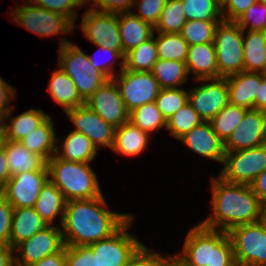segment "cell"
I'll use <instances>...</instances> for the list:
<instances>
[{
  "label": "cell",
  "mask_w": 266,
  "mask_h": 266,
  "mask_svg": "<svg viewBox=\"0 0 266 266\" xmlns=\"http://www.w3.org/2000/svg\"><path fill=\"white\" fill-rule=\"evenodd\" d=\"M47 226L49 225L38 215L34 207L13 208L10 246L15 248Z\"/></svg>",
  "instance_id": "obj_26"
},
{
  "label": "cell",
  "mask_w": 266,
  "mask_h": 266,
  "mask_svg": "<svg viewBox=\"0 0 266 266\" xmlns=\"http://www.w3.org/2000/svg\"><path fill=\"white\" fill-rule=\"evenodd\" d=\"M4 197V185L0 183V199Z\"/></svg>",
  "instance_id": "obj_60"
},
{
  "label": "cell",
  "mask_w": 266,
  "mask_h": 266,
  "mask_svg": "<svg viewBox=\"0 0 266 266\" xmlns=\"http://www.w3.org/2000/svg\"><path fill=\"white\" fill-rule=\"evenodd\" d=\"M62 37L59 43L57 67L73 80L79 96L86 102L109 79L93 67L88 54L84 53L78 45Z\"/></svg>",
  "instance_id": "obj_5"
},
{
  "label": "cell",
  "mask_w": 266,
  "mask_h": 266,
  "mask_svg": "<svg viewBox=\"0 0 266 266\" xmlns=\"http://www.w3.org/2000/svg\"><path fill=\"white\" fill-rule=\"evenodd\" d=\"M166 2L167 0H135L134 8L138 12L132 13L155 27Z\"/></svg>",
  "instance_id": "obj_46"
},
{
  "label": "cell",
  "mask_w": 266,
  "mask_h": 266,
  "mask_svg": "<svg viewBox=\"0 0 266 266\" xmlns=\"http://www.w3.org/2000/svg\"><path fill=\"white\" fill-rule=\"evenodd\" d=\"M150 134L134 126L130 121L115 128L112 151L119 155L135 157L144 153L150 141Z\"/></svg>",
  "instance_id": "obj_25"
},
{
  "label": "cell",
  "mask_w": 266,
  "mask_h": 266,
  "mask_svg": "<svg viewBox=\"0 0 266 266\" xmlns=\"http://www.w3.org/2000/svg\"><path fill=\"white\" fill-rule=\"evenodd\" d=\"M118 28L122 42V55L154 35V27L133 13L118 14Z\"/></svg>",
  "instance_id": "obj_22"
},
{
  "label": "cell",
  "mask_w": 266,
  "mask_h": 266,
  "mask_svg": "<svg viewBox=\"0 0 266 266\" xmlns=\"http://www.w3.org/2000/svg\"><path fill=\"white\" fill-rule=\"evenodd\" d=\"M259 222L266 229V202L261 203V205H260V218H259Z\"/></svg>",
  "instance_id": "obj_57"
},
{
  "label": "cell",
  "mask_w": 266,
  "mask_h": 266,
  "mask_svg": "<svg viewBox=\"0 0 266 266\" xmlns=\"http://www.w3.org/2000/svg\"><path fill=\"white\" fill-rule=\"evenodd\" d=\"M155 37L157 54L159 59L186 62L188 43L180 33L157 32Z\"/></svg>",
  "instance_id": "obj_35"
},
{
  "label": "cell",
  "mask_w": 266,
  "mask_h": 266,
  "mask_svg": "<svg viewBox=\"0 0 266 266\" xmlns=\"http://www.w3.org/2000/svg\"><path fill=\"white\" fill-rule=\"evenodd\" d=\"M129 121L150 135L162 127L166 129L167 126V121L157 108L155 101L133 109L129 113Z\"/></svg>",
  "instance_id": "obj_36"
},
{
  "label": "cell",
  "mask_w": 266,
  "mask_h": 266,
  "mask_svg": "<svg viewBox=\"0 0 266 266\" xmlns=\"http://www.w3.org/2000/svg\"><path fill=\"white\" fill-rule=\"evenodd\" d=\"M57 138L55 155L65 161L90 163L98 152L92 141L83 133L72 130L63 141ZM60 143V145L58 144ZM59 145V146H58ZM61 148V149H60ZM63 149V150H62ZM61 150V151H59ZM63 151V152H62Z\"/></svg>",
  "instance_id": "obj_23"
},
{
  "label": "cell",
  "mask_w": 266,
  "mask_h": 266,
  "mask_svg": "<svg viewBox=\"0 0 266 266\" xmlns=\"http://www.w3.org/2000/svg\"><path fill=\"white\" fill-rule=\"evenodd\" d=\"M54 121L50 116L40 127L19 141L29 152L50 160L56 152L57 135Z\"/></svg>",
  "instance_id": "obj_31"
},
{
  "label": "cell",
  "mask_w": 266,
  "mask_h": 266,
  "mask_svg": "<svg viewBox=\"0 0 266 266\" xmlns=\"http://www.w3.org/2000/svg\"><path fill=\"white\" fill-rule=\"evenodd\" d=\"M202 122L203 120L188 102L168 119L166 129L174 139L179 140L183 135Z\"/></svg>",
  "instance_id": "obj_39"
},
{
  "label": "cell",
  "mask_w": 266,
  "mask_h": 266,
  "mask_svg": "<svg viewBox=\"0 0 266 266\" xmlns=\"http://www.w3.org/2000/svg\"><path fill=\"white\" fill-rule=\"evenodd\" d=\"M237 266H266V229L258 221L228 231Z\"/></svg>",
  "instance_id": "obj_9"
},
{
  "label": "cell",
  "mask_w": 266,
  "mask_h": 266,
  "mask_svg": "<svg viewBox=\"0 0 266 266\" xmlns=\"http://www.w3.org/2000/svg\"><path fill=\"white\" fill-rule=\"evenodd\" d=\"M186 22L187 19L181 0H167L154 31L172 34L180 33Z\"/></svg>",
  "instance_id": "obj_37"
},
{
  "label": "cell",
  "mask_w": 266,
  "mask_h": 266,
  "mask_svg": "<svg viewBox=\"0 0 266 266\" xmlns=\"http://www.w3.org/2000/svg\"><path fill=\"white\" fill-rule=\"evenodd\" d=\"M64 246L61 227L49 225L14 248L15 266H31L42 258L59 252Z\"/></svg>",
  "instance_id": "obj_13"
},
{
  "label": "cell",
  "mask_w": 266,
  "mask_h": 266,
  "mask_svg": "<svg viewBox=\"0 0 266 266\" xmlns=\"http://www.w3.org/2000/svg\"><path fill=\"white\" fill-rule=\"evenodd\" d=\"M22 6H15L9 13L10 19L18 26L41 36H58L72 33L76 27L75 22L63 14L49 11L45 8L31 5L28 0ZM29 3V4H28ZM27 4V5H26Z\"/></svg>",
  "instance_id": "obj_6"
},
{
  "label": "cell",
  "mask_w": 266,
  "mask_h": 266,
  "mask_svg": "<svg viewBox=\"0 0 266 266\" xmlns=\"http://www.w3.org/2000/svg\"><path fill=\"white\" fill-rule=\"evenodd\" d=\"M229 104L255 109V97L258 85H261L262 73L241 71L226 77Z\"/></svg>",
  "instance_id": "obj_20"
},
{
  "label": "cell",
  "mask_w": 266,
  "mask_h": 266,
  "mask_svg": "<svg viewBox=\"0 0 266 266\" xmlns=\"http://www.w3.org/2000/svg\"><path fill=\"white\" fill-rule=\"evenodd\" d=\"M221 21L188 20L180 34L189 46L213 43L215 30Z\"/></svg>",
  "instance_id": "obj_38"
},
{
  "label": "cell",
  "mask_w": 266,
  "mask_h": 266,
  "mask_svg": "<svg viewBox=\"0 0 266 266\" xmlns=\"http://www.w3.org/2000/svg\"><path fill=\"white\" fill-rule=\"evenodd\" d=\"M72 121L74 131L87 136L97 150L102 147L112 149L115 136V127L102 119L96 112L87 105L69 109L65 112Z\"/></svg>",
  "instance_id": "obj_16"
},
{
  "label": "cell",
  "mask_w": 266,
  "mask_h": 266,
  "mask_svg": "<svg viewBox=\"0 0 266 266\" xmlns=\"http://www.w3.org/2000/svg\"><path fill=\"white\" fill-rule=\"evenodd\" d=\"M180 252L176 255L182 266H237L228 232L201 223L190 228Z\"/></svg>",
  "instance_id": "obj_3"
},
{
  "label": "cell",
  "mask_w": 266,
  "mask_h": 266,
  "mask_svg": "<svg viewBox=\"0 0 266 266\" xmlns=\"http://www.w3.org/2000/svg\"><path fill=\"white\" fill-rule=\"evenodd\" d=\"M13 207L3 197L0 199V244L10 246Z\"/></svg>",
  "instance_id": "obj_50"
},
{
  "label": "cell",
  "mask_w": 266,
  "mask_h": 266,
  "mask_svg": "<svg viewBox=\"0 0 266 266\" xmlns=\"http://www.w3.org/2000/svg\"><path fill=\"white\" fill-rule=\"evenodd\" d=\"M104 194L97 198L69 200L61 223L65 246L91 245L110 238L133 215L108 209Z\"/></svg>",
  "instance_id": "obj_1"
},
{
  "label": "cell",
  "mask_w": 266,
  "mask_h": 266,
  "mask_svg": "<svg viewBox=\"0 0 266 266\" xmlns=\"http://www.w3.org/2000/svg\"><path fill=\"white\" fill-rule=\"evenodd\" d=\"M258 0H225L221 4L222 18L225 21H236L248 8Z\"/></svg>",
  "instance_id": "obj_49"
},
{
  "label": "cell",
  "mask_w": 266,
  "mask_h": 266,
  "mask_svg": "<svg viewBox=\"0 0 266 266\" xmlns=\"http://www.w3.org/2000/svg\"><path fill=\"white\" fill-rule=\"evenodd\" d=\"M106 122L118 128L129 121V111L113 79L107 80L85 102Z\"/></svg>",
  "instance_id": "obj_15"
},
{
  "label": "cell",
  "mask_w": 266,
  "mask_h": 266,
  "mask_svg": "<svg viewBox=\"0 0 266 266\" xmlns=\"http://www.w3.org/2000/svg\"><path fill=\"white\" fill-rule=\"evenodd\" d=\"M213 44L217 55L218 78L244 71L243 29L235 21L219 22Z\"/></svg>",
  "instance_id": "obj_7"
},
{
  "label": "cell",
  "mask_w": 266,
  "mask_h": 266,
  "mask_svg": "<svg viewBox=\"0 0 266 266\" xmlns=\"http://www.w3.org/2000/svg\"><path fill=\"white\" fill-rule=\"evenodd\" d=\"M11 175L8 168V161L5 154L4 146L0 147V183L5 185L10 179Z\"/></svg>",
  "instance_id": "obj_56"
},
{
  "label": "cell",
  "mask_w": 266,
  "mask_h": 266,
  "mask_svg": "<svg viewBox=\"0 0 266 266\" xmlns=\"http://www.w3.org/2000/svg\"><path fill=\"white\" fill-rule=\"evenodd\" d=\"M90 0H83V5H87ZM135 0H92V7L88 6L90 10L98 12H106L112 14L132 13Z\"/></svg>",
  "instance_id": "obj_48"
},
{
  "label": "cell",
  "mask_w": 266,
  "mask_h": 266,
  "mask_svg": "<svg viewBox=\"0 0 266 266\" xmlns=\"http://www.w3.org/2000/svg\"><path fill=\"white\" fill-rule=\"evenodd\" d=\"M113 80L129 112L136 107L154 102L161 90L150 71H131L124 68Z\"/></svg>",
  "instance_id": "obj_11"
},
{
  "label": "cell",
  "mask_w": 266,
  "mask_h": 266,
  "mask_svg": "<svg viewBox=\"0 0 266 266\" xmlns=\"http://www.w3.org/2000/svg\"><path fill=\"white\" fill-rule=\"evenodd\" d=\"M12 112L13 109L5 116V120L9 119L10 121L9 123L5 121L4 124V140L21 141L50 117L44 111L36 108L26 110L14 117Z\"/></svg>",
  "instance_id": "obj_27"
},
{
  "label": "cell",
  "mask_w": 266,
  "mask_h": 266,
  "mask_svg": "<svg viewBox=\"0 0 266 266\" xmlns=\"http://www.w3.org/2000/svg\"><path fill=\"white\" fill-rule=\"evenodd\" d=\"M5 117L0 114V131H4Z\"/></svg>",
  "instance_id": "obj_58"
},
{
  "label": "cell",
  "mask_w": 266,
  "mask_h": 266,
  "mask_svg": "<svg viewBox=\"0 0 266 266\" xmlns=\"http://www.w3.org/2000/svg\"><path fill=\"white\" fill-rule=\"evenodd\" d=\"M155 32L152 38L125 54L124 68L131 71L148 72L158 60Z\"/></svg>",
  "instance_id": "obj_33"
},
{
  "label": "cell",
  "mask_w": 266,
  "mask_h": 266,
  "mask_svg": "<svg viewBox=\"0 0 266 266\" xmlns=\"http://www.w3.org/2000/svg\"><path fill=\"white\" fill-rule=\"evenodd\" d=\"M49 180L63 193L66 201L101 196L100 182L90 163L65 161L54 155L47 161Z\"/></svg>",
  "instance_id": "obj_4"
},
{
  "label": "cell",
  "mask_w": 266,
  "mask_h": 266,
  "mask_svg": "<svg viewBox=\"0 0 266 266\" xmlns=\"http://www.w3.org/2000/svg\"><path fill=\"white\" fill-rule=\"evenodd\" d=\"M4 139V131H0V147L3 146Z\"/></svg>",
  "instance_id": "obj_59"
},
{
  "label": "cell",
  "mask_w": 266,
  "mask_h": 266,
  "mask_svg": "<svg viewBox=\"0 0 266 266\" xmlns=\"http://www.w3.org/2000/svg\"><path fill=\"white\" fill-rule=\"evenodd\" d=\"M3 146L10 175L29 171H49L47 161L40 155L29 152L19 141L4 140Z\"/></svg>",
  "instance_id": "obj_24"
},
{
  "label": "cell",
  "mask_w": 266,
  "mask_h": 266,
  "mask_svg": "<svg viewBox=\"0 0 266 266\" xmlns=\"http://www.w3.org/2000/svg\"><path fill=\"white\" fill-rule=\"evenodd\" d=\"M211 179L213 213L200 222L203 226L228 232L236 226L259 221L261 202L251 185L231 183L218 175Z\"/></svg>",
  "instance_id": "obj_2"
},
{
  "label": "cell",
  "mask_w": 266,
  "mask_h": 266,
  "mask_svg": "<svg viewBox=\"0 0 266 266\" xmlns=\"http://www.w3.org/2000/svg\"><path fill=\"white\" fill-rule=\"evenodd\" d=\"M188 20L222 21L221 5L217 0H181Z\"/></svg>",
  "instance_id": "obj_40"
},
{
  "label": "cell",
  "mask_w": 266,
  "mask_h": 266,
  "mask_svg": "<svg viewBox=\"0 0 266 266\" xmlns=\"http://www.w3.org/2000/svg\"><path fill=\"white\" fill-rule=\"evenodd\" d=\"M251 187L260 202H266V170L256 177Z\"/></svg>",
  "instance_id": "obj_53"
},
{
  "label": "cell",
  "mask_w": 266,
  "mask_h": 266,
  "mask_svg": "<svg viewBox=\"0 0 266 266\" xmlns=\"http://www.w3.org/2000/svg\"><path fill=\"white\" fill-rule=\"evenodd\" d=\"M16 91L14 86L0 77V114L4 117L15 107L11 102L16 98Z\"/></svg>",
  "instance_id": "obj_51"
},
{
  "label": "cell",
  "mask_w": 266,
  "mask_h": 266,
  "mask_svg": "<svg viewBox=\"0 0 266 266\" xmlns=\"http://www.w3.org/2000/svg\"><path fill=\"white\" fill-rule=\"evenodd\" d=\"M66 266H98L89 245L66 246Z\"/></svg>",
  "instance_id": "obj_47"
},
{
  "label": "cell",
  "mask_w": 266,
  "mask_h": 266,
  "mask_svg": "<svg viewBox=\"0 0 266 266\" xmlns=\"http://www.w3.org/2000/svg\"><path fill=\"white\" fill-rule=\"evenodd\" d=\"M31 266H66V246L59 252L46 256Z\"/></svg>",
  "instance_id": "obj_52"
},
{
  "label": "cell",
  "mask_w": 266,
  "mask_h": 266,
  "mask_svg": "<svg viewBox=\"0 0 266 266\" xmlns=\"http://www.w3.org/2000/svg\"><path fill=\"white\" fill-rule=\"evenodd\" d=\"M186 66L193 80L218 78L217 55L213 43L188 47Z\"/></svg>",
  "instance_id": "obj_21"
},
{
  "label": "cell",
  "mask_w": 266,
  "mask_h": 266,
  "mask_svg": "<svg viewBox=\"0 0 266 266\" xmlns=\"http://www.w3.org/2000/svg\"><path fill=\"white\" fill-rule=\"evenodd\" d=\"M174 266H182L178 261L174 264Z\"/></svg>",
  "instance_id": "obj_61"
},
{
  "label": "cell",
  "mask_w": 266,
  "mask_h": 266,
  "mask_svg": "<svg viewBox=\"0 0 266 266\" xmlns=\"http://www.w3.org/2000/svg\"><path fill=\"white\" fill-rule=\"evenodd\" d=\"M188 102V91L181 87L161 89L155 100L166 121Z\"/></svg>",
  "instance_id": "obj_41"
},
{
  "label": "cell",
  "mask_w": 266,
  "mask_h": 266,
  "mask_svg": "<svg viewBox=\"0 0 266 266\" xmlns=\"http://www.w3.org/2000/svg\"><path fill=\"white\" fill-rule=\"evenodd\" d=\"M97 47H98V50L94 55H88L89 60L91 61V64L93 65L94 68L102 72L108 79H113L118 74V72H115V66H114L115 63L118 61L119 63L118 65L120 66L119 68V72H120L121 70L124 69L125 57L119 51L112 50V49H109L107 47L100 46V45H98ZM98 51L104 54L105 53L108 54L110 56V60L107 59L105 57L106 55L104 56L103 54L102 55L107 60H105L104 57H102L103 59H99V57H101L102 55L100 56V54H98L99 53ZM97 54L99 55L98 57H97ZM96 57L100 61L96 59Z\"/></svg>",
  "instance_id": "obj_42"
},
{
  "label": "cell",
  "mask_w": 266,
  "mask_h": 266,
  "mask_svg": "<svg viewBox=\"0 0 266 266\" xmlns=\"http://www.w3.org/2000/svg\"><path fill=\"white\" fill-rule=\"evenodd\" d=\"M266 144V111L248 109L228 140L224 151L256 148Z\"/></svg>",
  "instance_id": "obj_18"
},
{
  "label": "cell",
  "mask_w": 266,
  "mask_h": 266,
  "mask_svg": "<svg viewBox=\"0 0 266 266\" xmlns=\"http://www.w3.org/2000/svg\"><path fill=\"white\" fill-rule=\"evenodd\" d=\"M218 176L223 180L251 185L266 170V144L256 148L225 152Z\"/></svg>",
  "instance_id": "obj_10"
},
{
  "label": "cell",
  "mask_w": 266,
  "mask_h": 266,
  "mask_svg": "<svg viewBox=\"0 0 266 266\" xmlns=\"http://www.w3.org/2000/svg\"><path fill=\"white\" fill-rule=\"evenodd\" d=\"M243 47L244 71L264 74L266 71V31L243 30Z\"/></svg>",
  "instance_id": "obj_29"
},
{
  "label": "cell",
  "mask_w": 266,
  "mask_h": 266,
  "mask_svg": "<svg viewBox=\"0 0 266 266\" xmlns=\"http://www.w3.org/2000/svg\"><path fill=\"white\" fill-rule=\"evenodd\" d=\"M80 25L84 36L94 45L104 46L122 54L118 14L98 12L87 8Z\"/></svg>",
  "instance_id": "obj_14"
},
{
  "label": "cell",
  "mask_w": 266,
  "mask_h": 266,
  "mask_svg": "<svg viewBox=\"0 0 266 266\" xmlns=\"http://www.w3.org/2000/svg\"><path fill=\"white\" fill-rule=\"evenodd\" d=\"M66 202L63 193L50 180H48V182L41 188L34 208L38 215L48 225H54L56 216L58 217L60 215L59 225H61Z\"/></svg>",
  "instance_id": "obj_30"
},
{
  "label": "cell",
  "mask_w": 266,
  "mask_h": 266,
  "mask_svg": "<svg viewBox=\"0 0 266 266\" xmlns=\"http://www.w3.org/2000/svg\"><path fill=\"white\" fill-rule=\"evenodd\" d=\"M248 109L227 104L209 122L219 139L225 143L242 121Z\"/></svg>",
  "instance_id": "obj_34"
},
{
  "label": "cell",
  "mask_w": 266,
  "mask_h": 266,
  "mask_svg": "<svg viewBox=\"0 0 266 266\" xmlns=\"http://www.w3.org/2000/svg\"><path fill=\"white\" fill-rule=\"evenodd\" d=\"M28 2L49 11L63 14L74 22L78 18L77 9L81 6L84 7L83 0H28Z\"/></svg>",
  "instance_id": "obj_45"
},
{
  "label": "cell",
  "mask_w": 266,
  "mask_h": 266,
  "mask_svg": "<svg viewBox=\"0 0 266 266\" xmlns=\"http://www.w3.org/2000/svg\"><path fill=\"white\" fill-rule=\"evenodd\" d=\"M258 1H261V2H263V3H266V0H258Z\"/></svg>",
  "instance_id": "obj_63"
},
{
  "label": "cell",
  "mask_w": 266,
  "mask_h": 266,
  "mask_svg": "<svg viewBox=\"0 0 266 266\" xmlns=\"http://www.w3.org/2000/svg\"><path fill=\"white\" fill-rule=\"evenodd\" d=\"M177 255L167 253V257L160 252L151 251L145 245L130 260L127 266H174Z\"/></svg>",
  "instance_id": "obj_44"
},
{
  "label": "cell",
  "mask_w": 266,
  "mask_h": 266,
  "mask_svg": "<svg viewBox=\"0 0 266 266\" xmlns=\"http://www.w3.org/2000/svg\"><path fill=\"white\" fill-rule=\"evenodd\" d=\"M217 1L221 5L225 0H217Z\"/></svg>",
  "instance_id": "obj_62"
},
{
  "label": "cell",
  "mask_w": 266,
  "mask_h": 266,
  "mask_svg": "<svg viewBox=\"0 0 266 266\" xmlns=\"http://www.w3.org/2000/svg\"><path fill=\"white\" fill-rule=\"evenodd\" d=\"M49 180V171L14 174L4 185V198L13 208L34 207L41 188Z\"/></svg>",
  "instance_id": "obj_17"
},
{
  "label": "cell",
  "mask_w": 266,
  "mask_h": 266,
  "mask_svg": "<svg viewBox=\"0 0 266 266\" xmlns=\"http://www.w3.org/2000/svg\"><path fill=\"white\" fill-rule=\"evenodd\" d=\"M179 141L194 153L222 164L225 154L224 143L213 131L210 122L203 121L183 135Z\"/></svg>",
  "instance_id": "obj_19"
},
{
  "label": "cell",
  "mask_w": 266,
  "mask_h": 266,
  "mask_svg": "<svg viewBox=\"0 0 266 266\" xmlns=\"http://www.w3.org/2000/svg\"><path fill=\"white\" fill-rule=\"evenodd\" d=\"M235 22L243 30L266 31V3L255 2Z\"/></svg>",
  "instance_id": "obj_43"
},
{
  "label": "cell",
  "mask_w": 266,
  "mask_h": 266,
  "mask_svg": "<svg viewBox=\"0 0 266 266\" xmlns=\"http://www.w3.org/2000/svg\"><path fill=\"white\" fill-rule=\"evenodd\" d=\"M150 72L161 89L181 87L189 79L186 62L181 61L158 59Z\"/></svg>",
  "instance_id": "obj_32"
},
{
  "label": "cell",
  "mask_w": 266,
  "mask_h": 266,
  "mask_svg": "<svg viewBox=\"0 0 266 266\" xmlns=\"http://www.w3.org/2000/svg\"><path fill=\"white\" fill-rule=\"evenodd\" d=\"M52 73L47 90L55 104L60 105L64 112L85 104L73 80L65 72L58 67Z\"/></svg>",
  "instance_id": "obj_28"
},
{
  "label": "cell",
  "mask_w": 266,
  "mask_h": 266,
  "mask_svg": "<svg viewBox=\"0 0 266 266\" xmlns=\"http://www.w3.org/2000/svg\"><path fill=\"white\" fill-rule=\"evenodd\" d=\"M14 248L0 244V266H15Z\"/></svg>",
  "instance_id": "obj_54"
},
{
  "label": "cell",
  "mask_w": 266,
  "mask_h": 266,
  "mask_svg": "<svg viewBox=\"0 0 266 266\" xmlns=\"http://www.w3.org/2000/svg\"><path fill=\"white\" fill-rule=\"evenodd\" d=\"M255 109L266 111V76L262 73L261 85L255 97Z\"/></svg>",
  "instance_id": "obj_55"
},
{
  "label": "cell",
  "mask_w": 266,
  "mask_h": 266,
  "mask_svg": "<svg viewBox=\"0 0 266 266\" xmlns=\"http://www.w3.org/2000/svg\"><path fill=\"white\" fill-rule=\"evenodd\" d=\"M194 82L203 83L188 91V101L199 117L204 122H209L229 103L227 79L219 77L198 79Z\"/></svg>",
  "instance_id": "obj_12"
},
{
  "label": "cell",
  "mask_w": 266,
  "mask_h": 266,
  "mask_svg": "<svg viewBox=\"0 0 266 266\" xmlns=\"http://www.w3.org/2000/svg\"><path fill=\"white\" fill-rule=\"evenodd\" d=\"M134 216H132L110 238L89 245L98 266H127L130 260L144 246L142 241L129 233Z\"/></svg>",
  "instance_id": "obj_8"
}]
</instances>
